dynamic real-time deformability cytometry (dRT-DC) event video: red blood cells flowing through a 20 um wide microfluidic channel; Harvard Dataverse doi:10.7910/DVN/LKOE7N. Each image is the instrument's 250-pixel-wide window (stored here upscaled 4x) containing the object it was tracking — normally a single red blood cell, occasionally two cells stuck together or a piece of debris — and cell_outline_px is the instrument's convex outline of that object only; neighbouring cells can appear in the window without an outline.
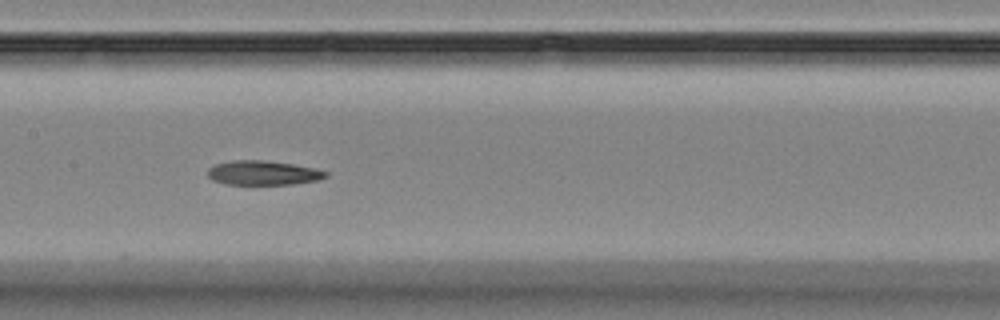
{"species": "Egyptian fruit bat (a non-hibernating species)", "species_latin": "Rousettus aegyptiacus", "temperature_condition": "room temperature", "stored_images_in_passage": 8, "camera_frame_rate_fps": 3000, "um_per_image_px": 0.085, "animal": {"sex": "female"}, "frame": {"image": 1, "passage_image": 7, "time_ms": 8.0, "image_size_px": [1000, 320], "cell_outline_px": [[328, 176], [316, 180], [292, 184], [224, 184], [212, 180], [208, 176], [208, 168], [216, 164], [232, 160], [264, 160], [292, 164], [312, 168], [328, 172]], "centroid_in_image_um": [22.32, 14.69], "position_along_channel_um": 185.1, "area_um2": 16.59}}
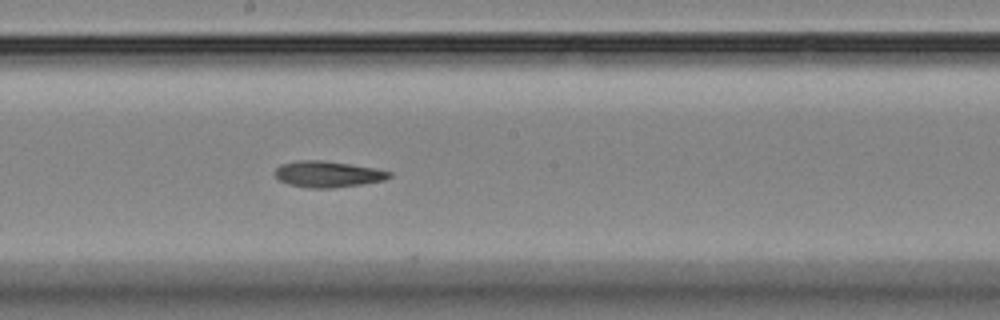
{"frame": {"image": 2, "passage_image": 8, "time_ms": 9.0, "image_size_px": [1000, 320], "cell_outline_px": [[392, 176], [384, 180], [360, 184], [332, 188], [308, 188], [288, 184], [280, 180], [276, 176], [276, 168], [280, 164], [296, 160], [320, 160], [352, 164], [392, 172]], "centroid_in_image_um": [27.84, 14.8], "position_along_channel_um": 220.4, "area_um2": 17.34}}